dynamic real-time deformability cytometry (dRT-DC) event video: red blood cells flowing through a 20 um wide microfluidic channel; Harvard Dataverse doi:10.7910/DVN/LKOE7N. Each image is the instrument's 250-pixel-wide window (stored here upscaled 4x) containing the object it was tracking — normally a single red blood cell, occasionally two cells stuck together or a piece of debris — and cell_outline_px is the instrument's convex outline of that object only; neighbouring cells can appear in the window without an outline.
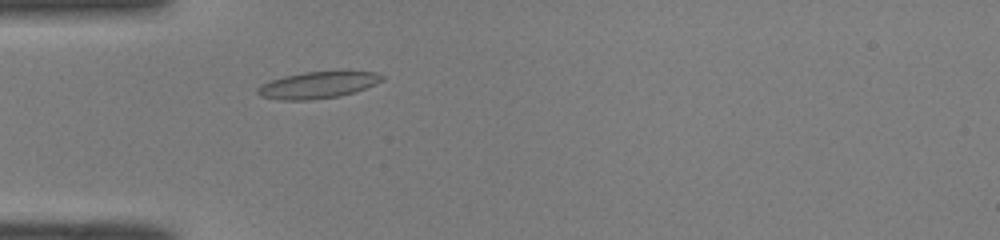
{"species": "common noctule bat (a hibernating species)", "species_latin": "Nyctalus noctula", "temperature_condition": "room temperature", "stored_images_in_passage": 42, "camera_frame_rate_fps": 3000, "um_per_image_px": 0.085, "animal": {"sex": "male", "body_mass_g": 19.0, "forearm_length_mm": 50.8}, "frame": {"image": 1, "passage_image": 7, "time_ms": 2.0, "image_size_px": [1000, 240], "cell_outline_px": [[384, 80], [364, 88], [340, 96], [308, 100], [280, 100], [260, 96], [256, 92], [256, 88], [260, 84], [284, 76], [304, 72], [376, 72], [384, 76]], "centroid_in_image_um": [26.95, 7.23], "position_along_channel_um": 58.1, "area_um2": 19.07}}
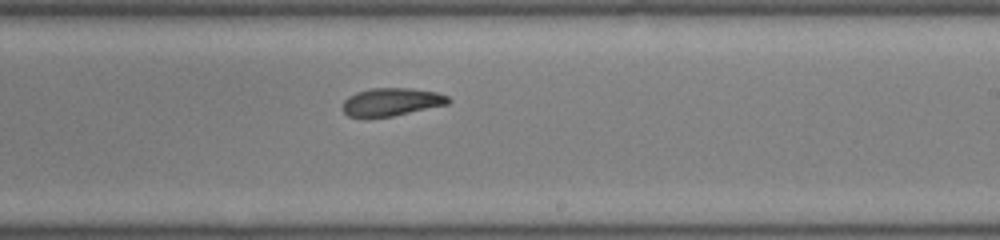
{"frame": {"image": 2, "passage_image": 22, "time_ms": 7.0, "image_size_px": [1000, 240], "cell_outline_px": [[452, 100], [448, 104], [392, 116], [348, 116], [340, 108], [344, 100], [348, 96], [356, 92], [372, 88], [412, 88], [436, 92], [448, 96]], "centroid_in_image_um": [33.27, 8.64], "position_along_channel_um": 255.7, "area_um2": 17.11}}
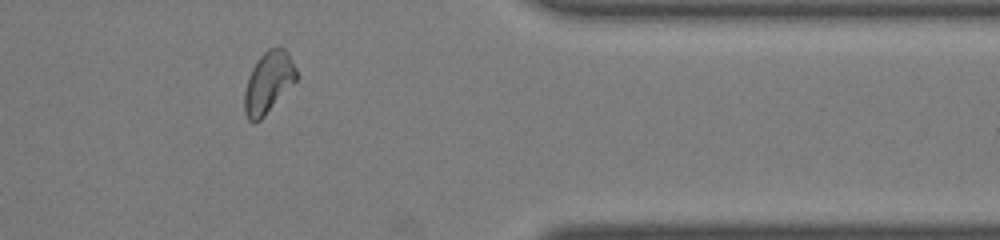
{"frame": {"image": 3, "passage_image": 33, "time_ms": 10.667, "image_size_px": [1000, 240], "cell_outline_px": [[300, 76], [264, 116], [260, 120], [252, 124], [248, 120], [244, 112], [244, 92], [248, 76], [256, 60], [268, 48], [276, 44], [284, 48], [288, 52]], "centroid_in_image_um": [22.81, 6.97], "position_along_channel_um": 388.6, "area_um2": 18.96}, "authors_computed_cell_mechanics": {"area_um2": 18.0625, "velocity_mm_per_s": 4.0659, "shape_relaxation_time_tau1_ms": 9.1716, "shape_relaxation_time_tau2_ms": 2.9813, "deformation_change_tau1": 0.2154, "deformation_change_tau2": 0.0821}}